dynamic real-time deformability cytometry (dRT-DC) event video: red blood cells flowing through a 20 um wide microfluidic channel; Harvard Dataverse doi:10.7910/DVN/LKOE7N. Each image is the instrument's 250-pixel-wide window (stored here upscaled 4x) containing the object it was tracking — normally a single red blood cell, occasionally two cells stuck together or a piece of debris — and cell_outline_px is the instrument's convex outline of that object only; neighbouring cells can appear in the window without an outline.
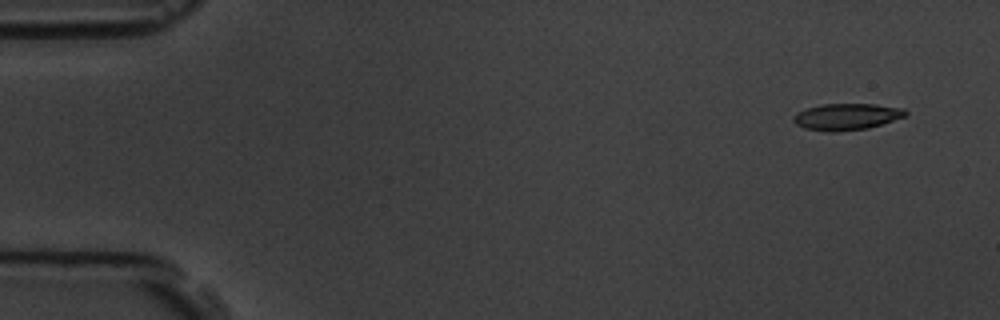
{"species": "common noctule bat (a hibernating species)", "species_latin": "Nyctalus noctula", "temperature_condition": "room temperature", "stored_images_in_passage": 4, "camera_frame_rate_fps": 3000, "um_per_image_px": 0.085, "animal": {"sex": "male", "body_mass_g": 19.5, "forearm_length_mm": 54.6}, "frame": {"image": 1, "passage_image": 1, "time_ms": 0.0, "image_size_px": [1000, 320], "cell_outline_px": [[908, 112], [904, 116], [868, 128], [836, 132], [828, 132], [804, 128], [796, 124], [792, 120], [792, 116], [796, 112], [820, 104], [876, 104], [904, 108]], "centroid_in_image_um": [71.91, 9.91], "position_along_channel_um": 13.1, "area_um2": 17.34}}
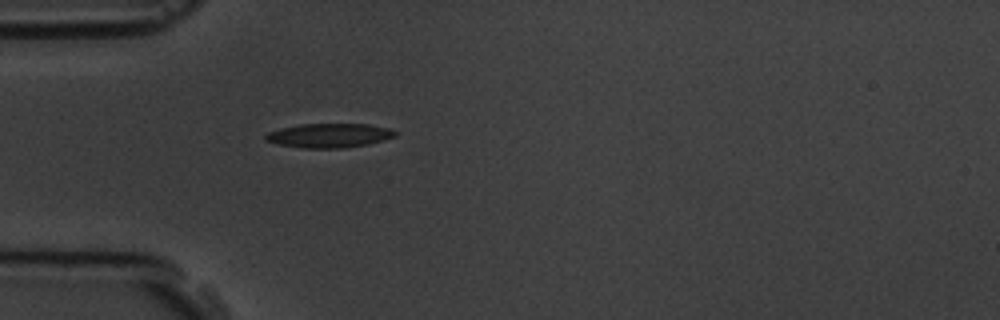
{"frame": {"image": 2, "passage_image": 4, "time_ms": 4.333, "image_size_px": [1000, 320], "cell_outline_px": [[396, 136], [384, 140], [368, 144], [344, 148], [304, 148], [280, 144], [264, 140], [264, 136], [268, 132], [280, 128], [300, 124], [368, 124], [388, 128], [396, 132]], "centroid_in_image_um": [27.98, 11.51], "position_along_channel_um": 57.0, "area_um2": 18.21}}